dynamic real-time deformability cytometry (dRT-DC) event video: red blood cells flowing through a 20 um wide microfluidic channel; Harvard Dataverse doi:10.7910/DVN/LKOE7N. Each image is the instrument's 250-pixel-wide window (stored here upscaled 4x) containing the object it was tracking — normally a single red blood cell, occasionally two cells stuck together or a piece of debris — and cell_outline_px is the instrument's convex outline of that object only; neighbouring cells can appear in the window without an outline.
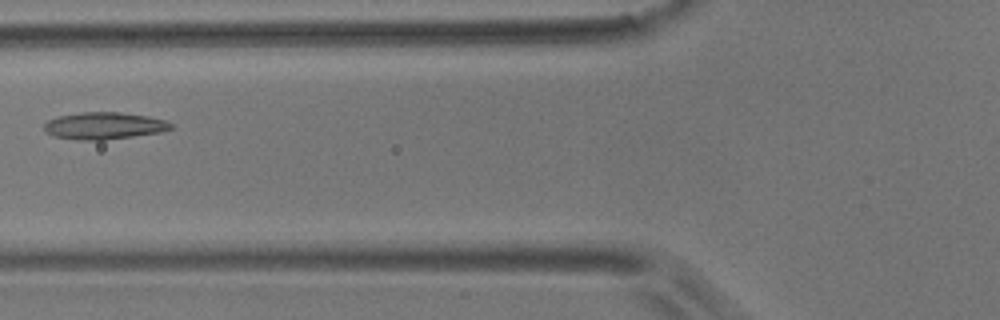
{"species": "common noctule bat (a hibernating species)", "species_latin": "Nyctalus noctula", "temperature_condition": "room temperature", "stored_images_in_passage": 5, "camera_frame_rate_fps": 3000, "um_per_image_px": 0.085, "animal": {"sex": "male", "body_mass_g": 17.9}, "frame": {"image": 1, "passage_image": 3, "time_ms": 2.333, "image_size_px": [1000, 320], "cell_outline_px": [[172, 128], [160, 132], [104, 140], [76, 140], [52, 136], [44, 132], [44, 124], [48, 120], [60, 116], [80, 112], [120, 112], [148, 116], [164, 120], [172, 124]], "centroid_in_image_um": [8.8, 10.69], "position_along_channel_um": 117.0, "area_um2": 19.94}}
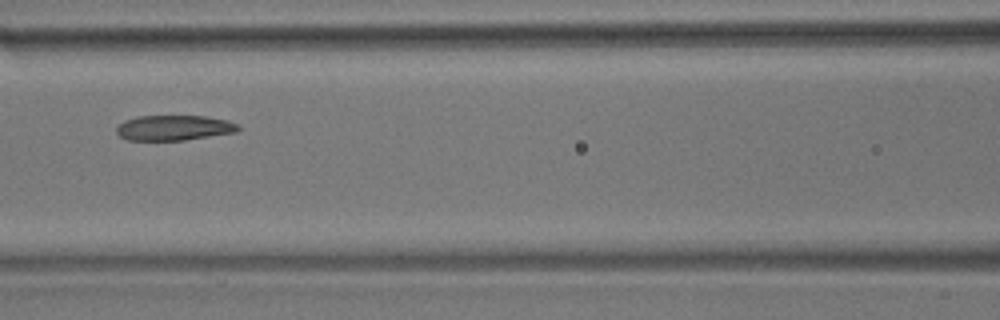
{"frame": {"image": 2, "passage_image": 4, "time_ms": 3.333, "image_size_px": [1000, 320], "cell_outline_px": [[240, 128], [236, 132], [184, 140], [128, 140], [120, 136], [116, 132], [116, 128], [124, 120], [136, 116], [204, 116], [228, 120], [236, 124]], "centroid_in_image_um": [14.76, 10.86], "position_along_channel_um": 151.8, "area_um2": 17.8}}
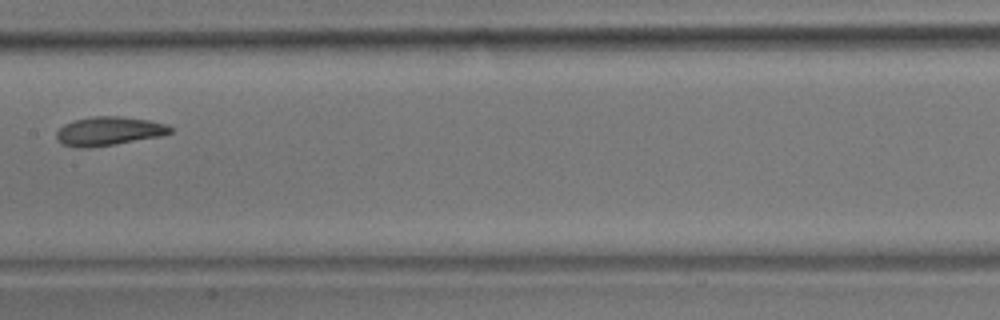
{"frame": {"image": 3, "passage_image": 5, "time_ms": 4.667, "image_size_px": [1000, 320], "cell_outline_px": [[172, 132], [160, 136], [116, 144], [88, 148], [76, 148], [64, 144], [56, 140], [56, 132], [64, 124], [76, 120], [92, 116], [120, 116], [148, 120], [164, 124], [172, 128]], "centroid_in_image_um": [9.21, 11.15], "position_along_channel_um": 198.2, "area_um2": 19.02}}